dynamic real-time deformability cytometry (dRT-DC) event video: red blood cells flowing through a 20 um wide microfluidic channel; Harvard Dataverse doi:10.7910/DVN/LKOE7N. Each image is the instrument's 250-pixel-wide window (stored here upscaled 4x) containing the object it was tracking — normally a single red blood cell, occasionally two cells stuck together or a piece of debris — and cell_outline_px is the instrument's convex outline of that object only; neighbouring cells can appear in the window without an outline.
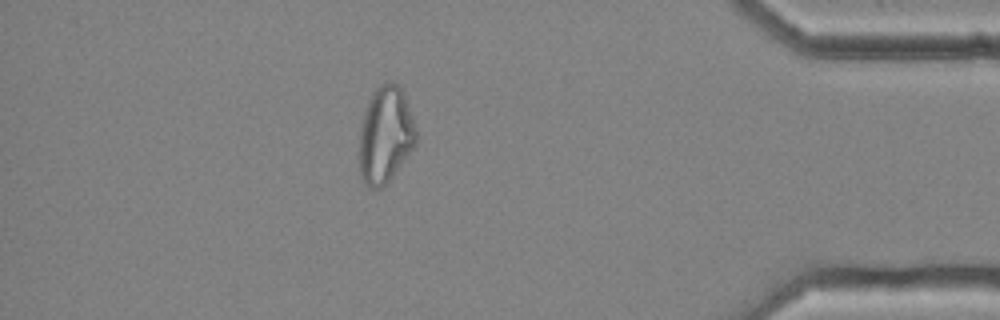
{"species": "common noctule bat (a hibernating species)", "species_latin": "Nyctalus noctula", "temperature_condition": "cold", "stored_images_in_passage": 55, "segment_of_instrument_passage": [1, 2], "camera_frame_rate_fps": 3000, "um_per_image_px": 0.085, "animal": {"sex": "female", "body_mass_g": 25.1}, "frame": {"image": 1, "passage_image": 47, "time_ms": 15.333, "image_size_px": [1000, 320], "cell_outline_px": [[416, 144], [388, 180], [380, 188], [368, 188], [360, 180], [360, 124], [368, 100], [372, 92], [380, 84], [388, 80], [392, 80], [404, 92], [416, 128]], "centroid_in_image_um": [32.74, 11.43], "position_along_channel_um": 402.5, "area_um2": 31.96}}